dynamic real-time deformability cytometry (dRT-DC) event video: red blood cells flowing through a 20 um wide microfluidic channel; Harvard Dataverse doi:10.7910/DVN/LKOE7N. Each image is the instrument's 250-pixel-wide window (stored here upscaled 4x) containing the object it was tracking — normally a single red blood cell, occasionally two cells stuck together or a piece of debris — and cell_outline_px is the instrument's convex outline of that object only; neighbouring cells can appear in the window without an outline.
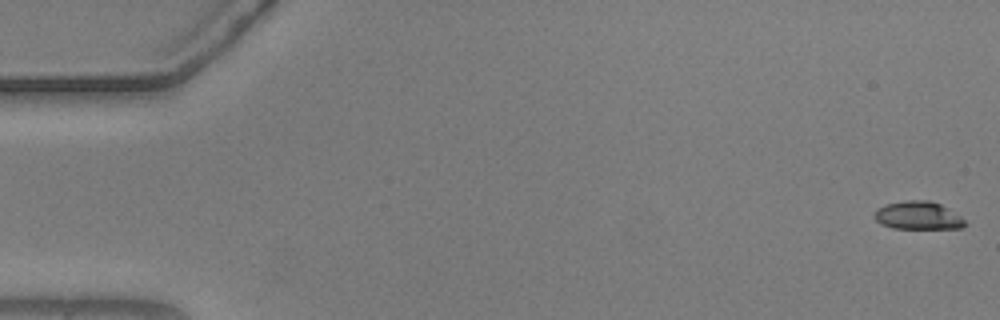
{"species": "common noctule bat (a hibernating species)", "species_latin": "Nyctalus noctula", "temperature_condition": "warm", "stored_images_in_passage": 55, "camera_frame_rate_fps": 3000, "um_per_image_px": 0.085, "animal": {"sex": "male", "body_mass_g": 20.5, "forearm_length_mm": 52.5}, "frame": {"image": 1, "passage_image": 1, "time_ms": 0.0, "image_size_px": [1000, 320], "cell_outline_px": [[968, 224], [960, 228], [892, 228], [880, 224], [872, 216], [876, 208], [888, 204], [904, 200], [928, 200], [940, 204], [948, 208], [960, 216]], "centroid_in_image_um": [78.0, 18.31], "position_along_channel_um": 7.0, "area_um2": 14.85}}
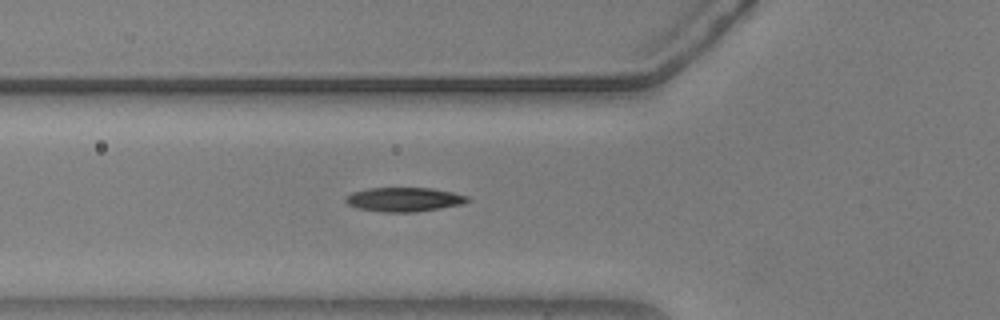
{"frame": {"image": 2, "passage_image": 20, "time_ms": 6.333, "image_size_px": [1000, 320], "cell_outline_px": [[468, 200], [464, 204], [416, 212], [380, 212], [360, 208], [348, 204], [344, 200], [344, 196], [352, 192], [368, 188], [432, 188], [452, 192], [468, 196]], "centroid_in_image_um": [34.32, 16.95], "position_along_channel_um": 91.5, "area_um2": 17.17}}
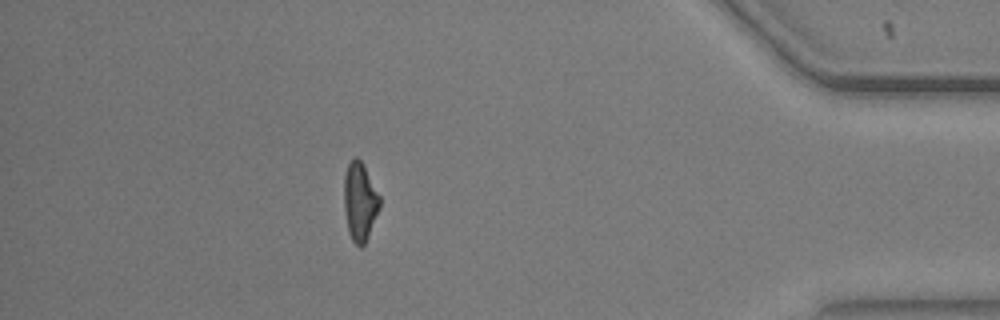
{"frame": {"image": 3, "passage_image": 49, "time_ms": 16.0, "image_size_px": [1000, 320], "cell_outline_px": [[380, 208], [368, 236], [364, 244], [360, 248], [352, 240], [348, 232], [344, 208], [344, 176], [348, 164], [356, 156], [364, 164], [380, 196]], "centroid_in_image_um": [30.59, 17.13], "position_along_channel_um": 404.6, "area_um2": 16.36}, "authors_computed_cell_mechanics": {"area_um2": 16.3574, "velocity_mm_per_s": 3.7005, "shape_relaxation_time_tau1_ms": 5.7668, "shape_relaxation_time_tau2_ms": 2.3221, "deformation_change_tau1": 0.1866, "deformation_change_tau2": 0.1061}}